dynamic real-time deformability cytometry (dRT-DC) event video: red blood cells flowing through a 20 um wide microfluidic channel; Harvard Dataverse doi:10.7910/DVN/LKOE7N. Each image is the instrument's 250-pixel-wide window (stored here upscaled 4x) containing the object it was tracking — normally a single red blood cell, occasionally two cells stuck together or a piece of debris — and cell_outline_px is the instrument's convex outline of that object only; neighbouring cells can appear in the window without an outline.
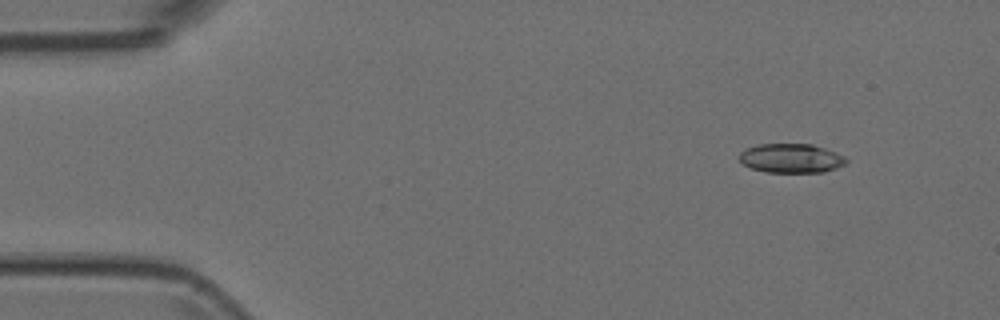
{"species": "Egyptian fruit bat (a non-hibernating species)", "species_latin": "Rousettus aegyptiacus", "temperature_condition": "room temperature", "stored_images_in_passage": 5, "camera_frame_rate_fps": 3000, "um_per_image_px": 0.085, "animal": {"sex": "female"}, "frame": {"image": 1, "passage_image": 2, "time_ms": 0.333, "image_size_px": [1000, 320], "cell_outline_px": [[848, 160], [844, 164], [836, 168], [824, 172], [768, 172], [752, 168], [744, 164], [740, 160], [740, 152], [744, 148], [756, 144], [812, 144], [836, 152], [844, 156]], "centroid_in_image_um": [67.24, 13.44], "position_along_channel_um": 17.8, "area_um2": 18.15}}